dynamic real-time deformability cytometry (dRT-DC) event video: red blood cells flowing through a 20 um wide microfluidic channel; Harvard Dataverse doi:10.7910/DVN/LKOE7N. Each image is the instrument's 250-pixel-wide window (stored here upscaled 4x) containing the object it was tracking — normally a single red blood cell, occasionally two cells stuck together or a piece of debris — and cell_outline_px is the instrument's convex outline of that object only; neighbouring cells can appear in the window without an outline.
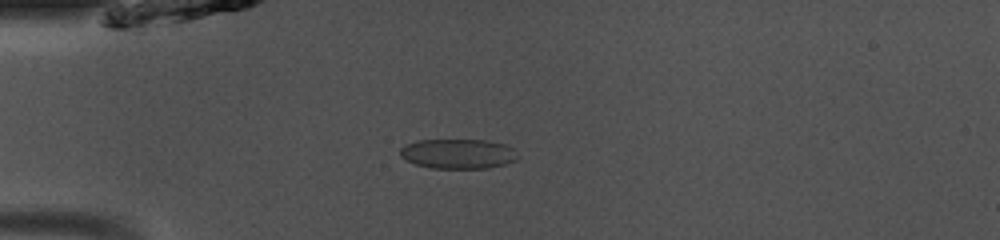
{"species": "common noctule bat (a hibernating species)", "species_latin": "Nyctalus noctula", "temperature_condition": "room temperature", "stored_images_in_passage": 49, "camera_frame_rate_fps": 3000, "um_per_image_px": 0.085, "animal": {"sex": "male", "body_mass_g": 13.0, "forearm_length_mm": 53.1}, "frame": {"image": 1, "passage_image": 13, "time_ms": 4.0, "image_size_px": [1000, 240], "cell_outline_px": [[520, 156], [516, 160], [504, 164], [488, 168], [432, 168], [416, 164], [400, 156], [400, 148], [416, 140], [488, 140], [504, 144], [512, 148]], "centroid_in_image_um": [38.96, 13.07], "position_along_channel_um": 46.0, "area_um2": 20.35}}
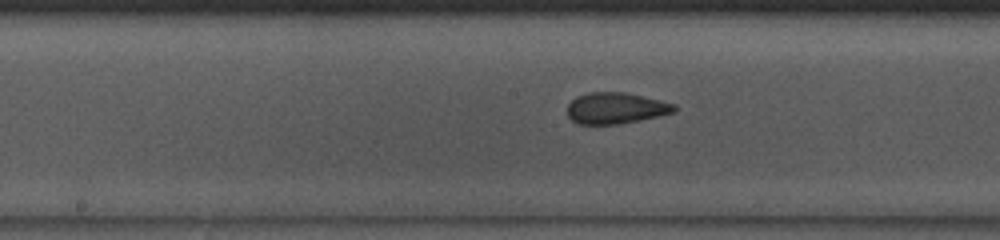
{"frame": {"image": 2, "passage_image": 25, "time_ms": 8.0, "image_size_px": [1000, 240], "cell_outline_px": [[676, 112], [660, 116], [640, 120], [616, 124], [580, 124], [572, 120], [568, 116], [568, 104], [576, 96], [588, 92], [624, 92], [660, 100], [676, 104]], "centroid_in_image_um": [52.35, 9.19], "position_along_channel_um": 195.8, "area_um2": 19.48}}
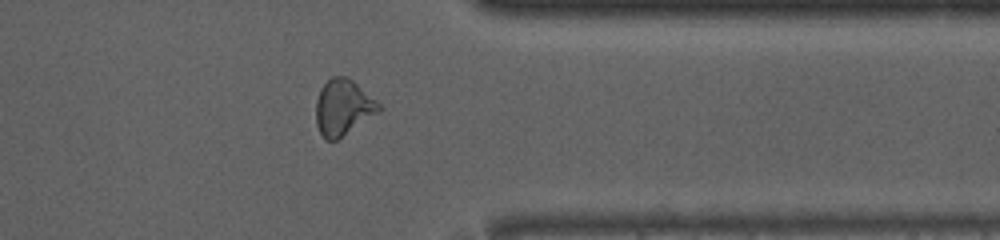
{"frame": {"image": 3, "passage_image": 39, "time_ms": 12.667, "image_size_px": [1000, 240], "cell_outline_px": [[384, 108], [380, 112], [336, 140], [324, 140], [316, 124], [316, 100], [320, 88], [332, 76], [348, 76], [376, 100]], "centroid_in_image_um": [29.17, 9.12], "position_along_channel_um": 382.2, "area_um2": 20.58}, "authors_computed_cell_mechanics": {"area_um2": 20.6346, "velocity_mm_per_s": 4.1005, "shape_relaxation_time_tau1_ms": null, "shape_relaxation_time_tau2_ms": 1.0865, "deformation_change_tau1": null, "deformation_change_tau2": 0.0538}}